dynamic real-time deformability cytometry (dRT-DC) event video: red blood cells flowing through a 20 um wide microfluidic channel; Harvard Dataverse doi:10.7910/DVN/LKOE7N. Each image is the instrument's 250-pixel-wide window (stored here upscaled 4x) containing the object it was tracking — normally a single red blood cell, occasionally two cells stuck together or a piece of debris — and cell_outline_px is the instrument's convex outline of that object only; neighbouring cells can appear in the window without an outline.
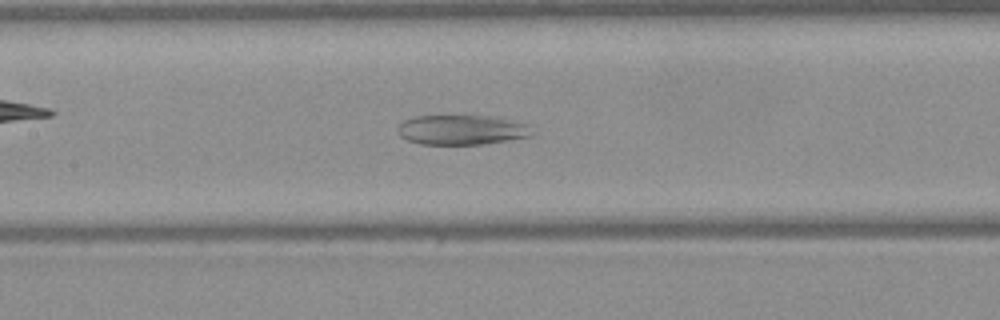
{"species": "Egyptian fruit bat (a non-hibernating species)", "species_latin": "Rousettus aegyptiacus", "temperature_condition": "warm", "stored_images_in_passage": 48, "camera_frame_rate_fps": 3000, "um_per_image_px": 0.085, "frame": {"image": 1, "passage_image": 22, "time_ms": 7.0, "image_size_px": [1000, 320], "cell_outline_px": [[536, 132], [532, 136], [484, 144], [420, 144], [408, 140], [400, 136], [396, 132], [396, 128], [404, 120], [416, 116], [496, 116], [536, 124]], "centroid_in_image_um": [39.39, 11.02], "position_along_channel_um": 168.0, "area_um2": 24.04}}
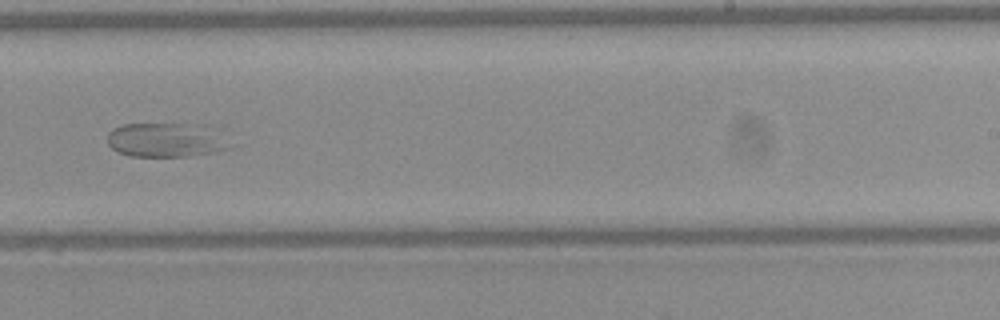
{"frame": {"image": 2, "passage_image": 30, "time_ms": 9.667, "image_size_px": [1000, 320], "cell_outline_px": [[240, 144], [232, 148], [216, 152], [188, 156], [128, 156], [116, 152], [108, 144], [108, 132], [112, 128], [124, 124], [212, 124], [224, 128]], "centroid_in_image_um": [14.42, 11.87], "position_along_channel_um": 274.6, "area_um2": 26.3}}
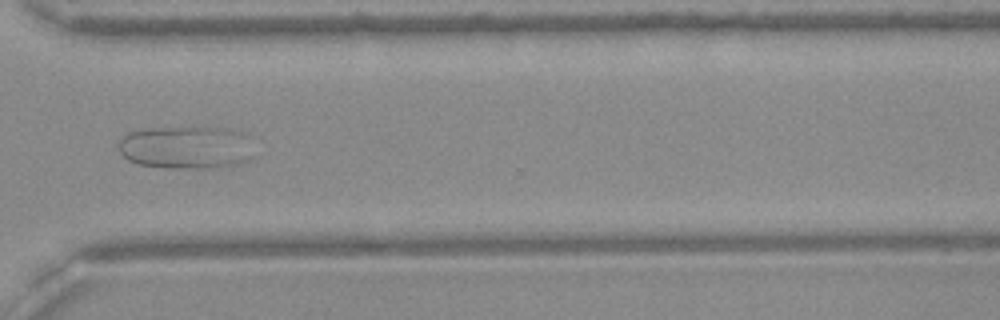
{"frame": {"image": 3, "passage_image": 36, "time_ms": 11.667, "image_size_px": [1000, 320], "cell_outline_px": [[252, 156], [248, 160], [236, 164], [220, 168], [168, 168], [136, 164], [128, 160], [120, 152], [116, 140], [128, 132], [148, 128], [224, 128], [240, 132], [252, 136]], "centroid_in_image_um": [15.82, 12.54], "position_along_channel_um": 354.8, "area_um2": 34.39}}